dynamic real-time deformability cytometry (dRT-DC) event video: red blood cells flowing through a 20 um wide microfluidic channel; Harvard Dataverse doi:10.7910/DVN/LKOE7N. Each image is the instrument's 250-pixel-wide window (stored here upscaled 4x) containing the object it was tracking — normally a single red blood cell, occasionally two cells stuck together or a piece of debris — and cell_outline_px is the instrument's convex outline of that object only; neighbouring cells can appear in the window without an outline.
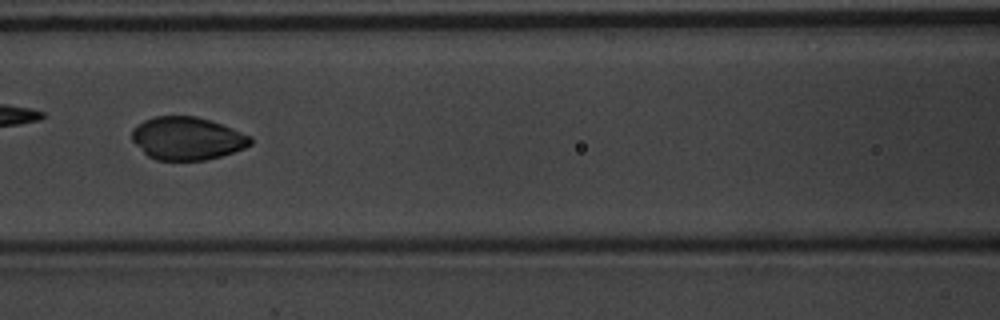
{"species": "common noctule bat (a hibernating species)", "species_latin": "Nyctalus noctula", "temperature_condition": "warm", "stored_images_in_passage": 54, "camera_frame_rate_fps": 3000, "um_per_image_px": 0.085, "animal": {"sex": "male", "body_mass_g": 20.1, "forearm_length_mm": 53.5}, "frame": {"image": 1, "passage_image": 24, "time_ms": 7.667, "image_size_px": [1000, 320], "cell_outline_px": [[252, 144], [244, 148], [220, 156], [204, 160], [156, 160], [148, 156], [132, 140], [132, 128], [144, 120], [156, 116], [196, 116], [232, 128], [252, 136]], "centroid_in_image_um": [15.9, 11.76], "position_along_channel_um": 150.7, "area_um2": 29.48}}
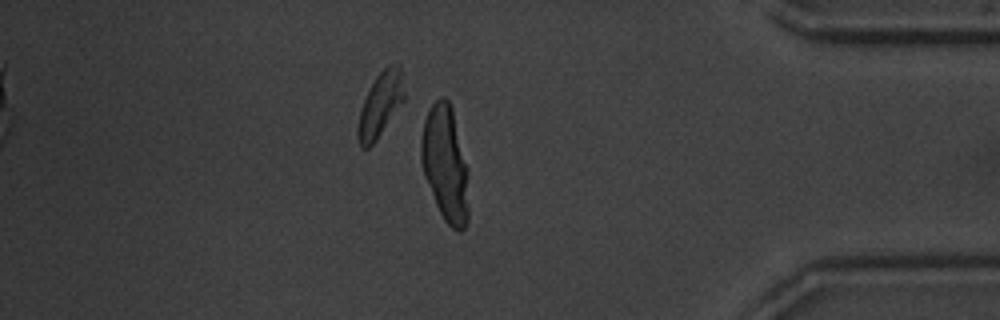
{"frame": {"image": 2, "passage_image": 46, "time_ms": 15.0, "image_size_px": [1000, 320], "cell_outline_px": [[468, 220], [464, 228], [460, 232], [456, 232], [444, 220], [436, 204], [424, 176], [420, 160], [420, 140], [424, 120], [428, 108], [440, 96], [444, 96], [448, 100], [452, 108], [468, 168]], "centroid_in_image_um": [37.84, 13.91], "position_along_channel_um": 397.4, "area_um2": 32.54}}